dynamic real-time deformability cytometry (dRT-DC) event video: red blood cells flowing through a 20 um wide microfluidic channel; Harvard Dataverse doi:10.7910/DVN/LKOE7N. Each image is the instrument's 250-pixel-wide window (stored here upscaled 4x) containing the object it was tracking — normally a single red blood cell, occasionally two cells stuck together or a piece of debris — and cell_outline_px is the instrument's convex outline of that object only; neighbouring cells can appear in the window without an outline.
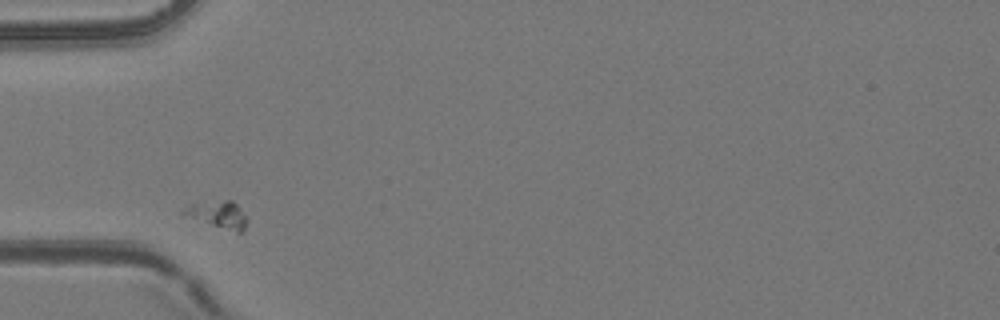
{"species": "common noctule bat (a hibernating species)", "species_latin": "Nyctalus noctula", "temperature_condition": "room temperature", "stored_images_in_passage": 3, "camera_frame_rate_fps": 3000, "um_per_image_px": 0.085, "animal": {"sex": "female", "body_mass_g": 24.6, "forearm_length_mm": 56.2}, "frame": {"image": 1, "passage_image": 1, "time_ms": 0.0, "image_size_px": [1000, 320], "cell_outline_px": [[248, 220], [244, 232], [236, 232], [180, 216], [180, 212], [188, 204], [224, 200], [232, 200], [236, 204]], "centroid_in_image_um": [18.47, 18.25], "position_along_channel_um": 66.5, "area_um2": 10.23}}
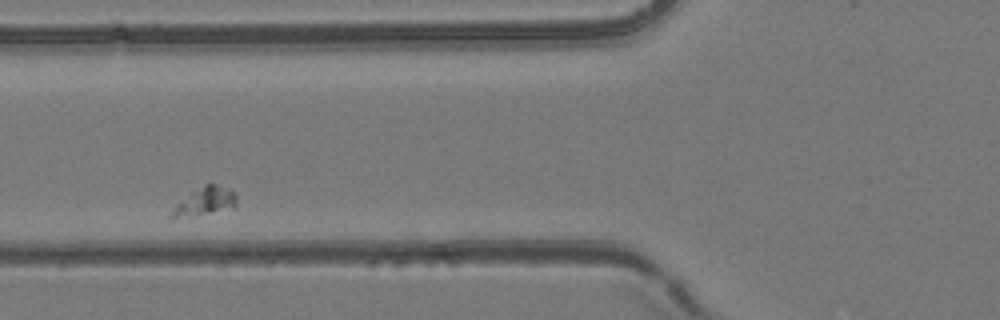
{"frame": {"image": 2, "passage_image": 2, "time_ms": 0.333, "image_size_px": [1000, 320], "cell_outline_px": [[236, 208], [172, 220], [168, 216], [172, 208], [176, 204], [192, 192], [204, 184], [216, 184], [232, 192], [236, 196]], "centroid_in_image_um": [17.35, 17.18], "position_along_channel_um": 108.4, "area_um2": 10.69}}
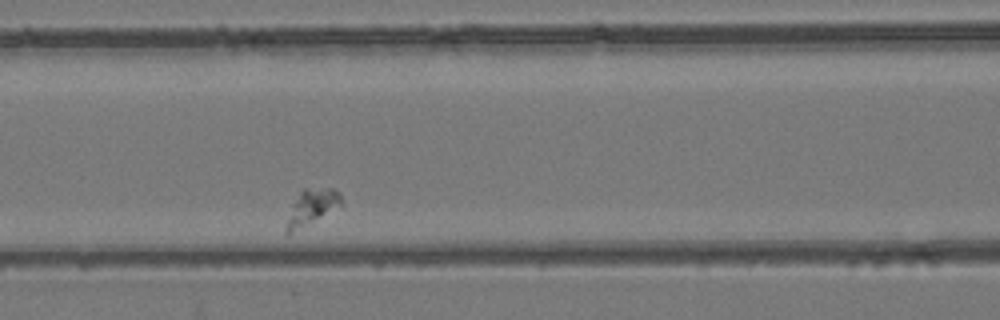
{"frame": {"image": 3, "passage_image": 3, "time_ms": 0.667, "image_size_px": [1000, 320], "cell_outline_px": [[344, 204], [288, 236], [284, 232], [284, 228], [292, 204], [300, 192], [304, 188], [332, 188], [340, 196]], "centroid_in_image_um": [26.45, 17.65], "position_along_channel_um": 140.1, "area_um2": 11.44}}